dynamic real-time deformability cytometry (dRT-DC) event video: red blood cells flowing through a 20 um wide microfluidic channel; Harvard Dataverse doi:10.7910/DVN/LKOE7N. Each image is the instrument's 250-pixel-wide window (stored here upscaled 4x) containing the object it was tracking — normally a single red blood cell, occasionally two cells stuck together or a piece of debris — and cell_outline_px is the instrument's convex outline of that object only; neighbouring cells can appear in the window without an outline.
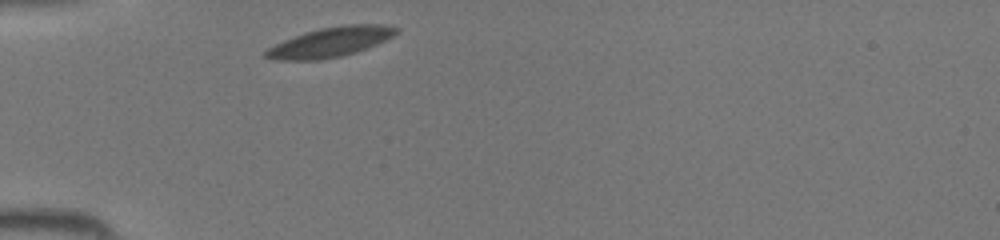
{"species": "common noctule bat (a hibernating species)", "species_latin": "Nyctalus noctula", "temperature_condition": "room temperature", "stored_images_in_passage": 32, "camera_frame_rate_fps": 3000, "um_per_image_px": 0.085, "animal": {"sex": "female", "body_mass_g": 19.5, "forearm_length_mm": 54.1}, "frame": {"image": 1, "passage_image": 1, "time_ms": 0.0, "image_size_px": [1000, 240], "cell_outline_px": [[396, 32], [392, 36], [376, 44], [356, 52], [340, 56], [320, 60], [272, 60], [264, 56], [264, 52], [268, 48], [284, 40], [304, 32], [320, 28], [344, 24], [384, 24], [396, 28]], "centroid_in_image_um": [28.04, 3.58], "position_along_channel_um": 57.0, "area_um2": 22.43}}
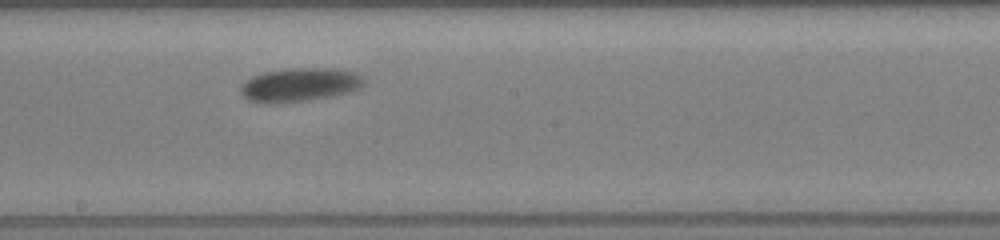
{"frame": {"image": 2, "passage_image": 13, "time_ms": 4.0, "image_size_px": [1000, 240], "cell_outline_px": [[364, 84], [348, 92], [332, 96], [308, 100], [276, 104], [268, 104], [248, 100], [240, 96], [240, 84], [244, 80], [252, 76], [264, 72], [288, 68], [332, 68], [356, 72], [364, 80]], "centroid_in_image_um": [25.38, 7.21], "position_along_channel_um": 222.8, "area_um2": 24.45}}
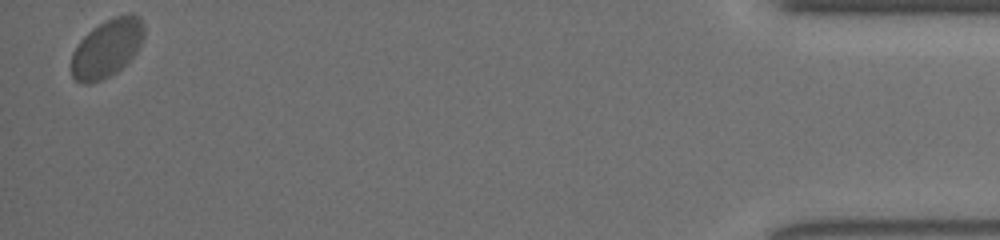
{"frame": {"image": 3, "passage_image": 32, "time_ms": 10.333, "image_size_px": [1000, 240], "cell_outline_px": [[144, 36], [136, 52], [116, 72], [92, 84], [84, 84], [76, 80], [72, 76], [72, 52], [80, 40], [92, 28], [104, 20], [128, 12], [132, 12], [140, 16], [144, 24]], "centroid_in_image_um": [9.1, 4.06], "position_along_channel_um": 426.1, "area_um2": 24.68}}